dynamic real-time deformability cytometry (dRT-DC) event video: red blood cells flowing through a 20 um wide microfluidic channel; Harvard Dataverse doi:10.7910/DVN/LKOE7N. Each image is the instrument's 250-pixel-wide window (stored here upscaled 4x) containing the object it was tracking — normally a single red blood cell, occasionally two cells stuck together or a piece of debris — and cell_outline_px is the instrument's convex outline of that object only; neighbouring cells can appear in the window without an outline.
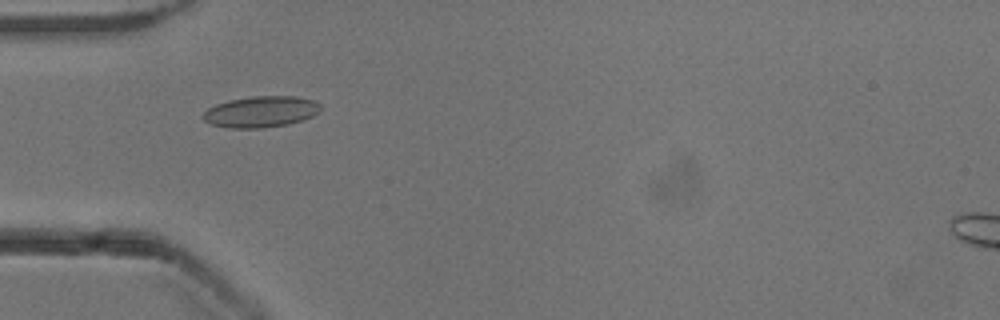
{"species": "common noctule bat (a hibernating species)", "species_latin": "Nyctalus noctula", "temperature_condition": "cold", "stored_images_in_passage": 41, "camera_frame_rate_fps": 3000, "um_per_image_px": 0.085, "animal": {"sex": "male", "body_mass_g": 13.3}, "frame": {"image": 1, "passage_image": 5, "time_ms": 1.333, "image_size_px": [1000, 320], "cell_outline_px": [[320, 108], [312, 116], [288, 124], [260, 128], [228, 128], [212, 124], [204, 120], [200, 116], [208, 108], [216, 104], [228, 100], [252, 96], [296, 96], [312, 100], [320, 104]], "centroid_in_image_um": [22.12, 9.49], "position_along_channel_um": 62.9, "area_um2": 21.21}}
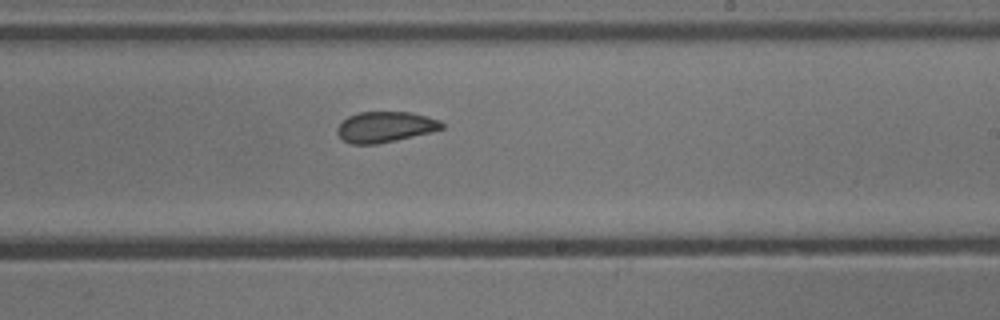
{"frame": {"image": 2, "passage_image": 20, "time_ms": 6.333, "image_size_px": [1000, 320], "cell_outline_px": [[444, 128], [432, 132], [376, 144], [352, 144], [344, 140], [336, 132], [336, 128], [348, 116], [360, 112], [412, 112], [440, 120], [444, 124]], "centroid_in_image_um": [32.76, 10.78], "position_along_channel_um": 256.2, "area_um2": 18.61}}
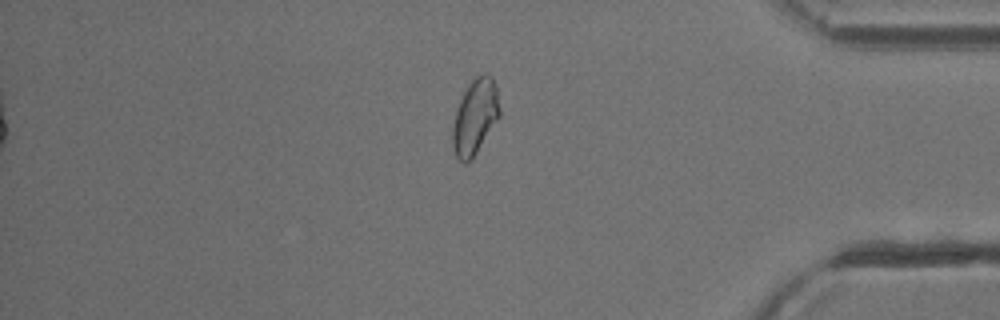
{"frame": {"image": 3, "passage_image": 33, "time_ms": 10.667, "image_size_px": [1000, 320], "cell_outline_px": [[500, 116], [472, 160], [464, 164], [456, 156], [452, 144], [452, 128], [456, 112], [460, 100], [468, 84], [476, 76], [484, 72], [488, 72], [492, 76], [496, 88], [500, 108]], "centroid_in_image_um": [40.39, 9.93], "position_along_channel_um": 394.8, "area_um2": 20.69}, "authors_computed_cell_mechanics": {"area_um2": 19.7098, "velocity_mm_per_s": 3.883, "shape_relaxation_time_tau1_ms": null, "shape_relaxation_time_tau2_ms": 1.2194, "deformation_change_tau1": null, "deformation_change_tau2": 0.0636}}